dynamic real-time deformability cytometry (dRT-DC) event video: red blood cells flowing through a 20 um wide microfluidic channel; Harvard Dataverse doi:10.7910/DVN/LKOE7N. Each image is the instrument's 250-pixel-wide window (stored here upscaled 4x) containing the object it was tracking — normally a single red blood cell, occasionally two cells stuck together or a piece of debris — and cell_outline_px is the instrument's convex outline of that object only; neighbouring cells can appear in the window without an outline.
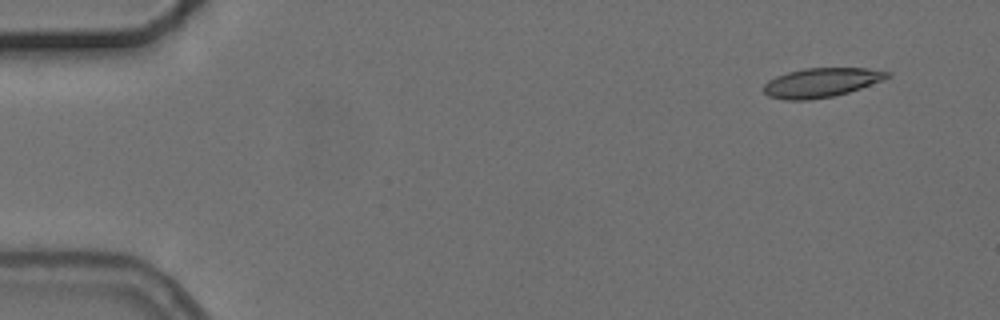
{"species": "common noctule bat (a hibernating species)", "species_latin": "Nyctalus noctula", "temperature_condition": "cold", "stored_images_in_passage": 5, "camera_frame_rate_fps": 3000, "um_per_image_px": 0.085, "animal": {"sex": "female", "body_mass_g": 24.6, "forearm_length_mm": 56.2}, "frame": {"image": 1, "passage_image": 1, "time_ms": 0.0, "image_size_px": [1000, 320], "cell_outline_px": [[892, 76], [860, 88], [848, 92], [832, 96], [808, 100], [784, 100], [768, 96], [764, 92], [764, 84], [768, 80], [776, 76], [788, 72], [804, 68], [868, 68], [892, 72]], "centroid_in_image_um": [69.8, 7.01], "position_along_channel_um": 15.2, "area_um2": 21.04}}
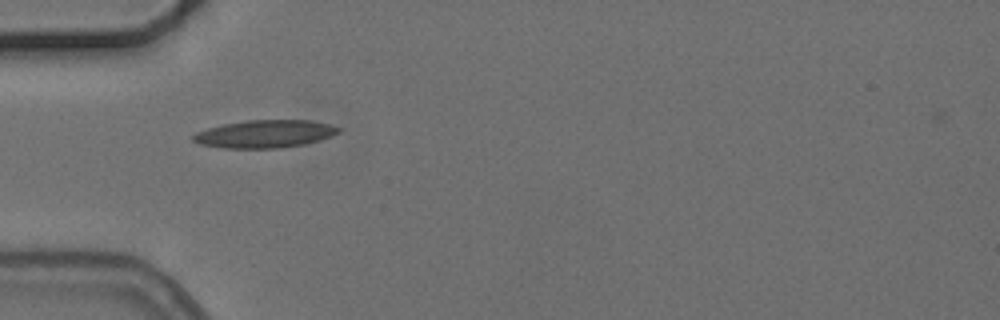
{"frame": {"image": 2, "passage_image": 4, "time_ms": 4.333, "image_size_px": [1000, 320], "cell_outline_px": [[344, 128], [340, 132], [332, 136], [320, 140], [304, 144], [280, 148], [220, 148], [200, 144], [192, 140], [192, 136], [196, 132], [208, 128], [224, 124], [248, 120], [312, 120], [332, 124]], "centroid_in_image_um": [22.57, 11.38], "position_along_channel_um": 62.4, "area_um2": 23.76}}
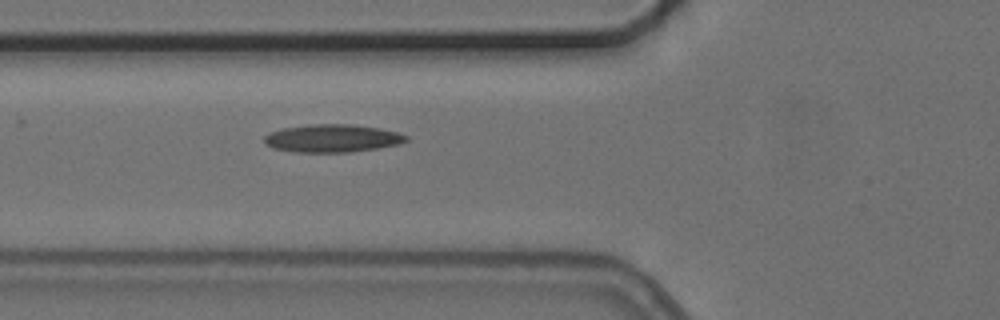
{"frame": {"image": 3, "passage_image": 5, "time_ms": 5.333, "image_size_px": [1000, 320], "cell_outline_px": [[408, 140], [400, 144], [376, 148], [348, 152], [296, 152], [272, 148], [264, 144], [264, 136], [272, 132], [284, 128], [308, 124], [356, 124], [380, 128], [396, 132], [408, 136]], "centroid_in_image_um": [28.24, 11.75], "position_along_channel_um": 97.6, "area_um2": 23.06}}